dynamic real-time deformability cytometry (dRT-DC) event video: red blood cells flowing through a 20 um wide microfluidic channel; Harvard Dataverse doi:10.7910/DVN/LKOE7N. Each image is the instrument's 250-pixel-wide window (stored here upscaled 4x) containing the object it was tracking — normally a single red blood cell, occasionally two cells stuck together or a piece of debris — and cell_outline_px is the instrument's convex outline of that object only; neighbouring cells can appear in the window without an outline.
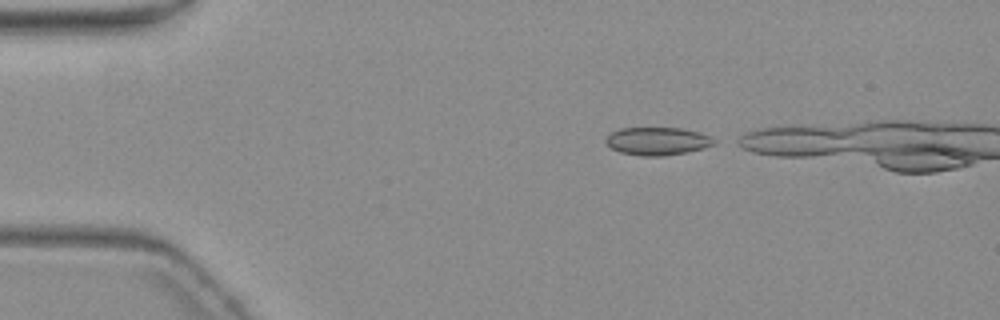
{"species": "common noctule bat (a hibernating species)", "species_latin": "Nyctalus noctula", "temperature_condition": "warm", "stored_images_in_passage": 5, "camera_frame_rate_fps": 3000, "um_per_image_px": 0.085, "animal": {"sex": "female", "body_mass_g": 19.3, "forearm_length_mm": 54.1}, "frame": {"image": 1, "passage_image": 1, "time_ms": 0.0, "image_size_px": [1000, 320], "cell_outline_px": [[720, 140], [716, 144], [704, 148], [688, 152], [664, 156], [640, 156], [620, 152], [612, 148], [604, 140], [612, 132], [620, 128], [680, 128], [700, 132]], "centroid_in_image_um": [55.95, 12.0], "position_along_channel_um": 29.0, "area_um2": 17.8}}